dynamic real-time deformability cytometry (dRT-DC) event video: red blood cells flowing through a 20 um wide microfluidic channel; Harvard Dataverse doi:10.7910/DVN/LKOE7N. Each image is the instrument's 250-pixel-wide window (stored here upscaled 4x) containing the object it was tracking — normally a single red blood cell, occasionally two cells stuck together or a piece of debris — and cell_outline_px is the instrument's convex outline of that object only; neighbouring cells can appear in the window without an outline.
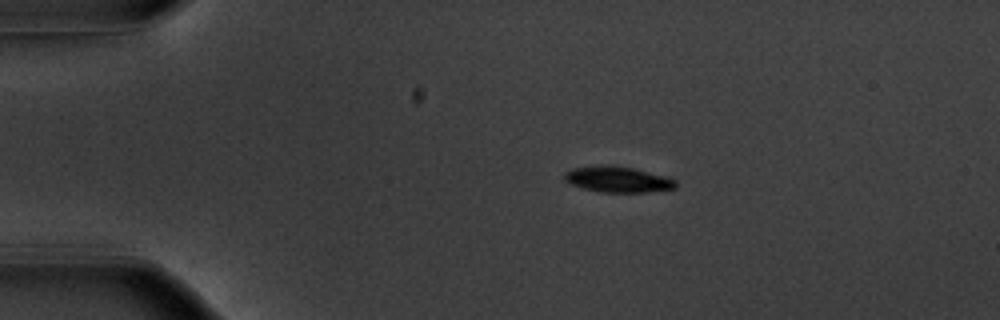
{"species": "common noctule bat (a hibernating species)", "species_latin": "Nyctalus noctula", "temperature_condition": "warm", "stored_images_in_passage": 44, "camera_frame_rate_fps": 3000, "um_per_image_px": 0.085, "animal": {"sex": "male", "body_mass_g": 20.1, "forearm_length_mm": 53.5}, "frame": {"image": 1, "passage_image": 1, "time_ms": 0.0, "image_size_px": [1000, 320], "cell_outline_px": [[676, 188], [644, 192], [604, 192], [584, 188], [572, 184], [564, 180], [564, 172], [572, 168], [600, 164], [604, 164], [632, 168], [668, 176], [676, 180]], "centroid_in_image_um": [52.51, 15.23], "position_along_channel_um": 32.5, "area_um2": 16.76}}
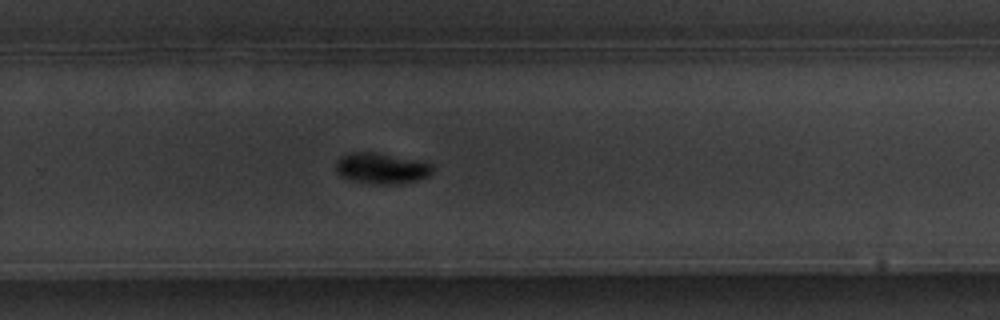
{"frame": {"image": 2, "passage_image": 26, "time_ms": 8.333, "image_size_px": [1000, 320], "cell_outline_px": [[432, 172], [428, 176], [416, 180], [400, 184], [376, 184], [352, 180], [340, 176], [336, 172], [336, 160], [340, 156], [352, 152], [372, 152], [432, 164]], "centroid_in_image_um": [32.36, 14.32], "position_along_channel_um": 297.4, "area_um2": 17.05}}
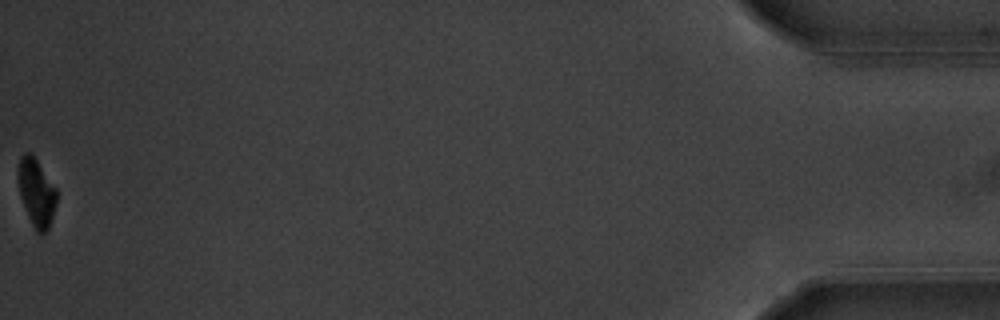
{"frame": {"image": 3, "passage_image": 44, "time_ms": 14.333, "image_size_px": [1000, 320], "cell_outline_px": [[56, 204], [48, 228], [44, 232], [36, 232], [28, 216], [20, 196], [16, 176], [16, 172], [20, 156], [24, 152], [28, 152], [36, 160], [56, 188]], "centroid_in_image_um": [3.05, 16.33], "position_along_channel_um": 432.1, "area_um2": 15.03}, "authors_computed_cell_mechanics": {"area_um2": 17.1377, "velocity_mm_per_s": 3.8059, "shape_relaxation_time_tau1_ms": 1.7453, "shape_relaxation_time_tau2_ms": null, "deformation_change_tau1": 0.1297, "deformation_change_tau2": null}}